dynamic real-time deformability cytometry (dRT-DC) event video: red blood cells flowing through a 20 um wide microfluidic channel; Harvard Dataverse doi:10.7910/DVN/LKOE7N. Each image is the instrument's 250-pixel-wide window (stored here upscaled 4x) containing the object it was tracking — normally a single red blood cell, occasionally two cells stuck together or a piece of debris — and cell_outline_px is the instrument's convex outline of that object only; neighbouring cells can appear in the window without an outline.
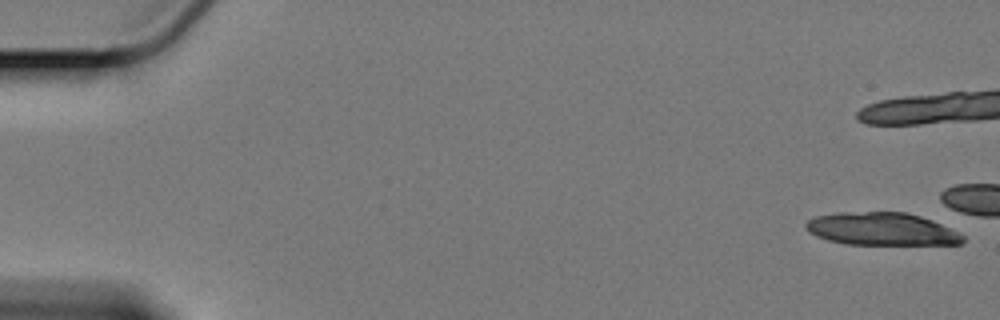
{"species": "Egyptian fruit bat (a non-hibernating species)", "species_latin": "Rousettus aegyptiacus", "temperature_condition": "cold", "stored_images_in_passage": 10, "camera_frame_rate_fps": 3000, "um_per_image_px": 0.085, "animal": {"sex": "female"}, "frame": {"image": 1, "passage_image": 1, "time_ms": 0.0, "image_size_px": [1000, 320], "cell_outline_px": [[964, 240], [960, 244], [844, 244], [828, 240], [816, 236], [808, 232], [804, 224], [808, 220], [816, 216], [840, 212], [908, 212], [932, 220], [960, 232], [964, 236]], "centroid_in_image_um": [74.93, 19.46], "position_along_channel_um": 10.1, "area_um2": 30.0}}